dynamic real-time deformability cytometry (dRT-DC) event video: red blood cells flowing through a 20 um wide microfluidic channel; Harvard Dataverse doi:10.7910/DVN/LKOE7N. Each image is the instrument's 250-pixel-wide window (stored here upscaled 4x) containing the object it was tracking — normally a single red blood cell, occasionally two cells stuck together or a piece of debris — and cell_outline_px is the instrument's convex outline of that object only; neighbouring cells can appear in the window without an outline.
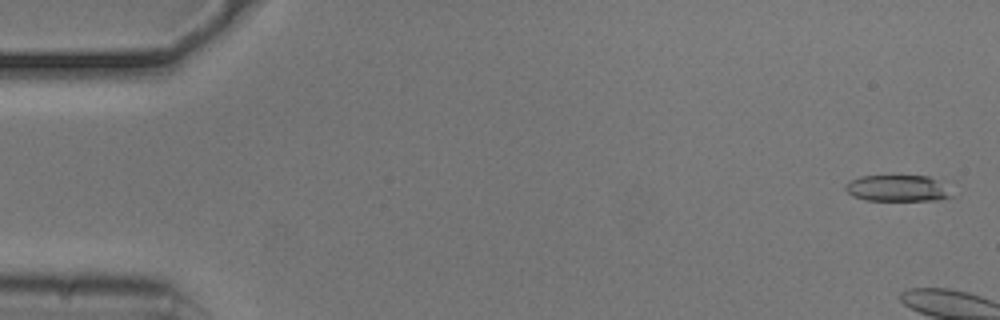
{"species": "common noctule bat (a hibernating species)", "species_latin": "Nyctalus noctula", "temperature_condition": "cold", "stored_images_in_passage": 8, "camera_frame_rate_fps": 3000, "um_per_image_px": 0.085, "animal": {"sex": "male", "body_mass_g": 20.5, "forearm_length_mm": 52.5}, "frame": {"image": 1, "passage_image": 2, "time_ms": 0.333, "image_size_px": [1000, 320], "cell_outline_px": [[956, 196], [940, 200], [864, 200], [852, 196], [844, 188], [844, 184], [860, 176], [928, 176], [956, 180]], "centroid_in_image_um": [76.62, 15.98], "position_along_channel_um": 8.4, "area_um2": 17.69}}